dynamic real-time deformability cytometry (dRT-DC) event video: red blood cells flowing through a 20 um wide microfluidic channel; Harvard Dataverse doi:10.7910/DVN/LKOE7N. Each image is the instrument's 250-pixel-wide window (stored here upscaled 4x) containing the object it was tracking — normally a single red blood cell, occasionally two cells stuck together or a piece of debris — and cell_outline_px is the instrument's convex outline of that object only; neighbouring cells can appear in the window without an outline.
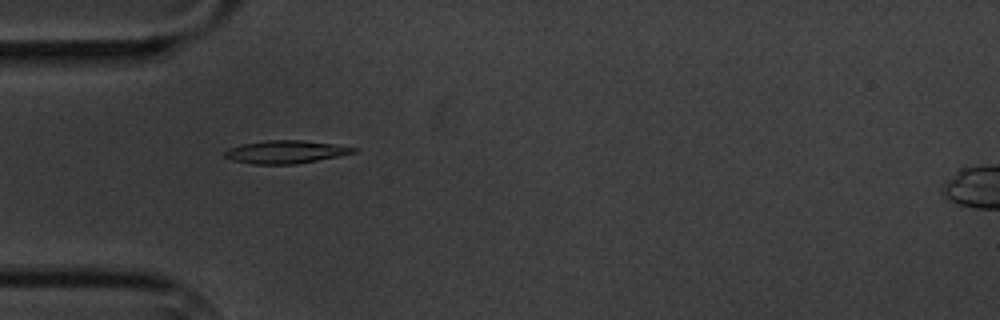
{"species": "common noctule bat (a hibernating species)", "species_latin": "Nyctalus noctula", "temperature_condition": "cold", "stored_images_in_passage": 5, "camera_frame_rate_fps": 3000, "um_per_image_px": 0.085, "animal": {"sex": "male", "body_mass_g": 20.1, "forearm_length_mm": 53.5}, "frame": {"image": 1, "passage_image": 4, "time_ms": 3.667, "image_size_px": [1000, 320], "cell_outline_px": [[356, 152], [340, 156], [296, 164], [252, 164], [232, 160], [224, 156], [224, 152], [228, 148], [244, 144], [264, 140], [304, 140], [336, 144], [356, 148]], "centroid_in_image_um": [24.28, 12.91], "position_along_channel_um": 60.7, "area_um2": 17.22}}
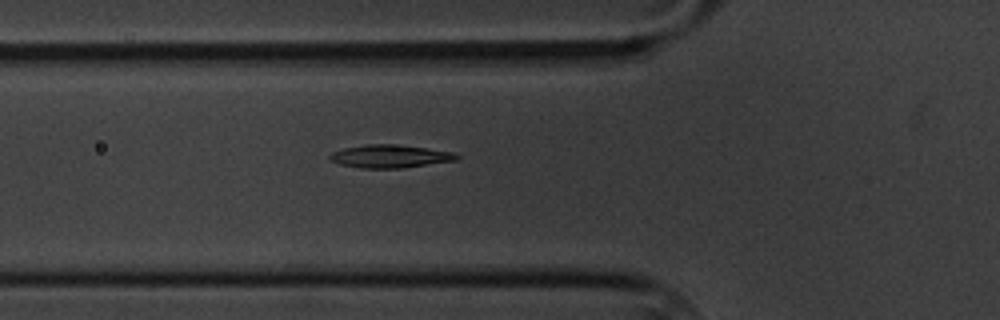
{"frame": {"image": 2, "passage_image": 5, "time_ms": 4.667, "image_size_px": [1000, 320], "cell_outline_px": [[460, 156], [456, 160], [404, 168], [360, 168], [340, 164], [328, 160], [328, 156], [332, 152], [344, 148], [368, 144], [388, 144], [424, 148], [456, 152]], "centroid_in_image_um": [33.13, 13.29], "position_along_channel_um": 92.7, "area_um2": 16.94}}